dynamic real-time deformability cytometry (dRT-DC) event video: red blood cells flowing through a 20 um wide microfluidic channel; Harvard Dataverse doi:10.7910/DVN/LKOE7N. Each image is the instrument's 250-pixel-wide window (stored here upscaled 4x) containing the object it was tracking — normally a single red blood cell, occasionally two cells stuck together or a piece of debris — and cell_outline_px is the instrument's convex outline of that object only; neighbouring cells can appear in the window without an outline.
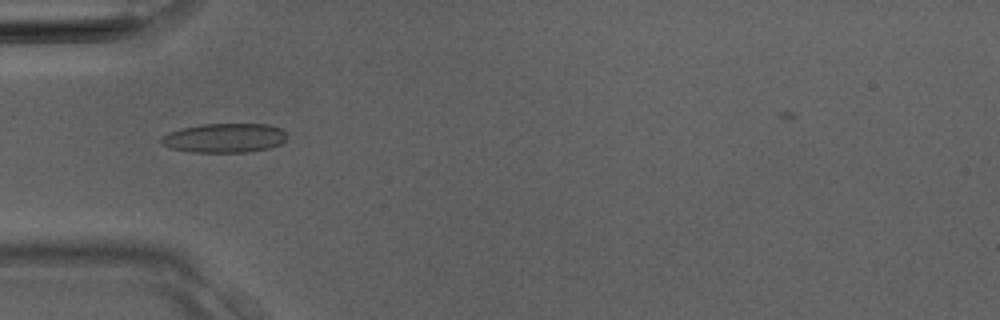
{"species": "Egyptian fruit bat (a non-hibernating species)", "species_latin": "Rousettus aegyptiacus", "temperature_condition": "room temperature", "stored_images_in_passage": 4, "camera_frame_rate_fps": 3000, "um_per_image_px": 0.085, "animal": {"sex": "male"}, "frame": {"image": 1, "passage_image": 4, "time_ms": 1.0, "image_size_px": [1000, 320], "cell_outline_px": [[288, 136], [280, 144], [268, 148], [244, 152], [192, 152], [172, 148], [160, 144], [160, 136], [168, 132], [180, 128], [200, 124], [268, 124], [280, 128]], "centroid_in_image_um": [19.03, 11.72], "position_along_channel_um": 66.0, "area_um2": 21.5}}